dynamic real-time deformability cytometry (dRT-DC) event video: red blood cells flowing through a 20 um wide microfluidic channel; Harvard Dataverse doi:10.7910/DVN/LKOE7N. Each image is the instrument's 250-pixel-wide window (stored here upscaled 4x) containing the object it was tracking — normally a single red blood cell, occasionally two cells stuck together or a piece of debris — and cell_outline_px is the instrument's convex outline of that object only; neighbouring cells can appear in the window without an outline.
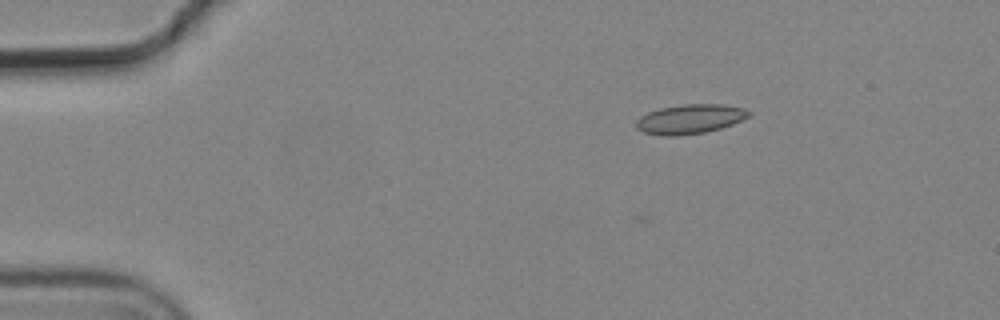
{"species": "common noctule bat (a hibernating species)", "species_latin": "Nyctalus noctula", "temperature_condition": "cold", "stored_images_in_passage": 7, "camera_frame_rate_fps": 3000, "um_per_image_px": 0.085, "animal": {"sex": "male", "body_mass_g": 19.2, "forearm_length_mm": 51.8}, "frame": {"image": 1, "passage_image": 4, "time_ms": 1.0, "image_size_px": [1000, 320], "cell_outline_px": [[752, 112], [748, 116], [732, 124], [720, 128], [704, 132], [676, 136], [660, 136], [644, 132], [636, 128], [636, 120], [640, 116], [648, 112], [660, 108], [680, 104], [724, 104], [744, 108]], "centroid_in_image_um": [58.62, 10.11], "position_along_channel_um": 26.4, "area_um2": 19.36}}
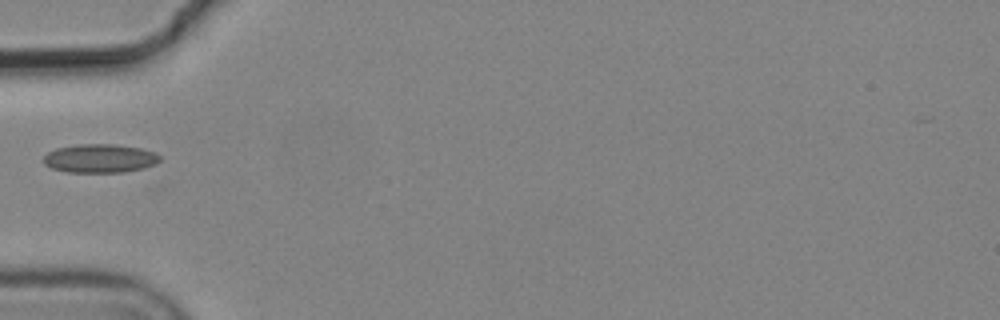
{"frame": {"image": 2, "passage_image": 6, "time_ms": 1.667, "image_size_px": [1000, 320], "cell_outline_px": [[160, 160], [156, 164], [144, 168], [124, 172], [68, 172], [52, 168], [44, 164], [44, 156], [48, 152], [56, 148], [76, 144], [112, 144], [140, 148], [156, 152], [160, 156]], "centroid_in_image_um": [8.51, 13.46], "position_along_channel_um": 76.5, "area_um2": 19.48}}
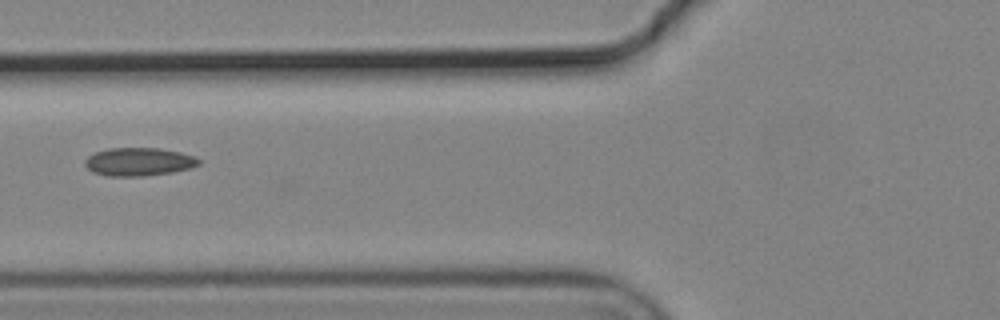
{"frame": {"image": 3, "passage_image": 7, "time_ms": 2.0, "image_size_px": [1000, 320], "cell_outline_px": [[200, 164], [192, 168], [172, 172], [144, 176], [108, 176], [92, 172], [84, 164], [84, 160], [88, 156], [96, 152], [108, 148], [160, 148], [180, 152], [196, 156], [200, 160]], "centroid_in_image_um": [11.81, 13.75], "position_along_channel_um": 114.0, "area_um2": 18.84}}